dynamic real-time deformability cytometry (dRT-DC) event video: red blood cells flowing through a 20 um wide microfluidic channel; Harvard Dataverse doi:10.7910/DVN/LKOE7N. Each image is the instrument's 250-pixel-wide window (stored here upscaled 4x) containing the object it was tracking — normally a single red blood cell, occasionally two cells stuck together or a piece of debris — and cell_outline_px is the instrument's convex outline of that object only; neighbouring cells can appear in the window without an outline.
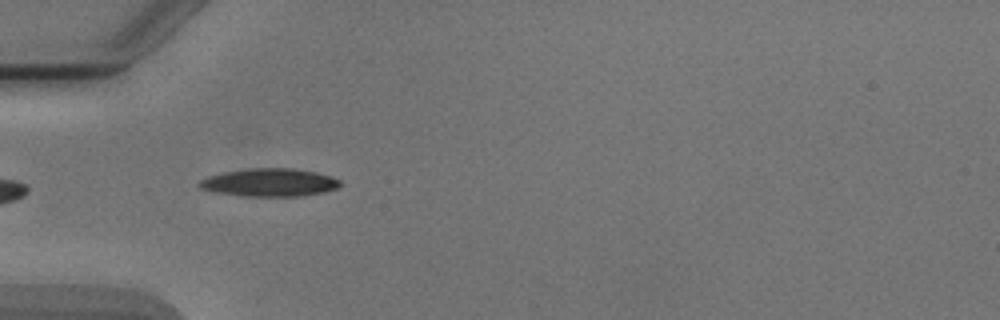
{"species": "Egyptian fruit bat (a non-hibernating species)", "species_latin": "Rousettus aegyptiacus", "temperature_condition": "cold", "stored_images_in_passage": 5, "camera_frame_rate_fps": 3000, "um_per_image_px": 0.085, "animal": {"sex": "male"}, "frame": {"image": 1, "passage_image": 4, "time_ms": 4.333, "image_size_px": [1000, 320], "cell_outline_px": [[340, 184], [336, 188], [324, 192], [300, 196], [240, 196], [216, 192], [200, 188], [196, 184], [200, 180], [208, 176], [224, 172], [244, 168], [292, 168], [316, 172], [340, 180]], "centroid_in_image_um": [22.86, 15.51], "position_along_channel_um": 62.1, "area_um2": 22.95}}
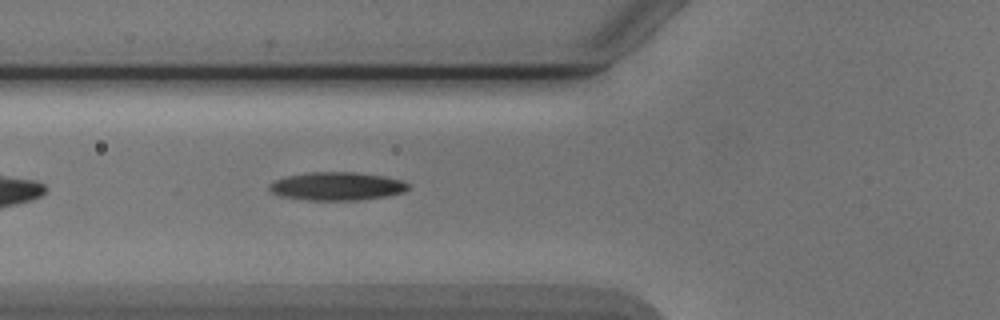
{"frame": {"image": 2, "passage_image": 5, "time_ms": 5.333, "image_size_px": [1000, 320], "cell_outline_px": [[408, 188], [404, 192], [388, 196], [360, 200], [308, 200], [280, 196], [272, 192], [268, 188], [268, 184], [272, 180], [288, 176], [308, 172], [356, 172], [384, 176], [400, 180], [408, 184]], "centroid_in_image_um": [28.6, 15.83], "position_along_channel_um": 97.2, "area_um2": 22.95}}